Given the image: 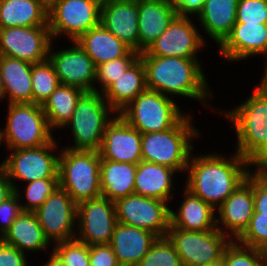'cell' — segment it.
<instances>
[{"mask_svg":"<svg viewBox=\"0 0 267 266\" xmlns=\"http://www.w3.org/2000/svg\"><path fill=\"white\" fill-rule=\"evenodd\" d=\"M191 154L184 187L215 210L243 183L250 173L247 159L234 152Z\"/></svg>","mask_w":267,"mask_h":266,"instance_id":"6da1fadb","label":"cell"},{"mask_svg":"<svg viewBox=\"0 0 267 266\" xmlns=\"http://www.w3.org/2000/svg\"><path fill=\"white\" fill-rule=\"evenodd\" d=\"M146 70L147 89L158 91L169 97H184L201 101L214 99L210 91L205 69L200 59H185L169 56H139ZM207 103V104H206Z\"/></svg>","mask_w":267,"mask_h":266,"instance_id":"7a4b0ae2","label":"cell"},{"mask_svg":"<svg viewBox=\"0 0 267 266\" xmlns=\"http://www.w3.org/2000/svg\"><path fill=\"white\" fill-rule=\"evenodd\" d=\"M191 114L188 112L174 127L166 131L142 133V161L157 163L178 173H185L190 156L194 152L193 140L201 134L194 126Z\"/></svg>","mask_w":267,"mask_h":266,"instance_id":"3957f363","label":"cell"},{"mask_svg":"<svg viewBox=\"0 0 267 266\" xmlns=\"http://www.w3.org/2000/svg\"><path fill=\"white\" fill-rule=\"evenodd\" d=\"M253 90L238 106L219 110L221 116L224 115L232 123L231 129H235L237 146L234 151L245 159L267 139V75L262 74L260 84Z\"/></svg>","mask_w":267,"mask_h":266,"instance_id":"277c9868","label":"cell"},{"mask_svg":"<svg viewBox=\"0 0 267 266\" xmlns=\"http://www.w3.org/2000/svg\"><path fill=\"white\" fill-rule=\"evenodd\" d=\"M99 151L61 148L58 160L59 186L77 204L102 196Z\"/></svg>","mask_w":267,"mask_h":266,"instance_id":"5b68a950","label":"cell"},{"mask_svg":"<svg viewBox=\"0 0 267 266\" xmlns=\"http://www.w3.org/2000/svg\"><path fill=\"white\" fill-rule=\"evenodd\" d=\"M116 114L102 93L84 92L77 101L71 119L63 128L70 129L74 140H72V146L69 144L64 147L74 150L99 151L106 126Z\"/></svg>","mask_w":267,"mask_h":266,"instance_id":"8992f818","label":"cell"},{"mask_svg":"<svg viewBox=\"0 0 267 266\" xmlns=\"http://www.w3.org/2000/svg\"><path fill=\"white\" fill-rule=\"evenodd\" d=\"M7 121L0 129L7 150L37 148L55 139L41 105L7 103Z\"/></svg>","mask_w":267,"mask_h":266,"instance_id":"52a82bcc","label":"cell"},{"mask_svg":"<svg viewBox=\"0 0 267 266\" xmlns=\"http://www.w3.org/2000/svg\"><path fill=\"white\" fill-rule=\"evenodd\" d=\"M177 104L169 96L146 89L119 114L141 134L166 131L174 127L187 114Z\"/></svg>","mask_w":267,"mask_h":266,"instance_id":"ba28073f","label":"cell"},{"mask_svg":"<svg viewBox=\"0 0 267 266\" xmlns=\"http://www.w3.org/2000/svg\"><path fill=\"white\" fill-rule=\"evenodd\" d=\"M57 142L55 138L52 142L37 148L8 150L9 155L2 161L14 191L18 188L17 180L18 183H29L38 179L58 178L61 151L58 148H61Z\"/></svg>","mask_w":267,"mask_h":266,"instance_id":"9c48e42d","label":"cell"},{"mask_svg":"<svg viewBox=\"0 0 267 266\" xmlns=\"http://www.w3.org/2000/svg\"><path fill=\"white\" fill-rule=\"evenodd\" d=\"M103 0H58L47 14L52 40L67 36L76 41L81 35L100 24Z\"/></svg>","mask_w":267,"mask_h":266,"instance_id":"30bf717a","label":"cell"},{"mask_svg":"<svg viewBox=\"0 0 267 266\" xmlns=\"http://www.w3.org/2000/svg\"><path fill=\"white\" fill-rule=\"evenodd\" d=\"M183 266H206L220 261L232 241L218 229L188 231L169 227L167 236Z\"/></svg>","mask_w":267,"mask_h":266,"instance_id":"8fae6325","label":"cell"},{"mask_svg":"<svg viewBox=\"0 0 267 266\" xmlns=\"http://www.w3.org/2000/svg\"><path fill=\"white\" fill-rule=\"evenodd\" d=\"M118 223L148 230L166 237L170 227V205L166 201L131 194L115 202Z\"/></svg>","mask_w":267,"mask_h":266,"instance_id":"7c38bea8","label":"cell"},{"mask_svg":"<svg viewBox=\"0 0 267 266\" xmlns=\"http://www.w3.org/2000/svg\"><path fill=\"white\" fill-rule=\"evenodd\" d=\"M194 18L176 16L165 32L139 56H169L185 59H199L207 40L201 35ZM197 27V28H196ZM199 51V52H198Z\"/></svg>","mask_w":267,"mask_h":266,"instance_id":"4fadbf2b","label":"cell"},{"mask_svg":"<svg viewBox=\"0 0 267 266\" xmlns=\"http://www.w3.org/2000/svg\"><path fill=\"white\" fill-rule=\"evenodd\" d=\"M34 214L51 245L76 238L77 204L60 186Z\"/></svg>","mask_w":267,"mask_h":266,"instance_id":"5bb4252c","label":"cell"},{"mask_svg":"<svg viewBox=\"0 0 267 266\" xmlns=\"http://www.w3.org/2000/svg\"><path fill=\"white\" fill-rule=\"evenodd\" d=\"M118 223L115 203L100 196L77 203L76 239L90 245L110 244Z\"/></svg>","mask_w":267,"mask_h":266,"instance_id":"9a60e30c","label":"cell"},{"mask_svg":"<svg viewBox=\"0 0 267 266\" xmlns=\"http://www.w3.org/2000/svg\"><path fill=\"white\" fill-rule=\"evenodd\" d=\"M52 41L48 26L0 29V56L41 63L48 60Z\"/></svg>","mask_w":267,"mask_h":266,"instance_id":"2e32d148","label":"cell"},{"mask_svg":"<svg viewBox=\"0 0 267 266\" xmlns=\"http://www.w3.org/2000/svg\"><path fill=\"white\" fill-rule=\"evenodd\" d=\"M52 41L48 59L53 64L60 84L74 86L84 92L94 91L96 66L91 57L77 44L70 41L71 47L53 50Z\"/></svg>","mask_w":267,"mask_h":266,"instance_id":"e0dca14e","label":"cell"},{"mask_svg":"<svg viewBox=\"0 0 267 266\" xmlns=\"http://www.w3.org/2000/svg\"><path fill=\"white\" fill-rule=\"evenodd\" d=\"M218 48L228 64L261 55L265 58L262 73L267 75V23H235Z\"/></svg>","mask_w":267,"mask_h":266,"instance_id":"ac0fdd59","label":"cell"},{"mask_svg":"<svg viewBox=\"0 0 267 266\" xmlns=\"http://www.w3.org/2000/svg\"><path fill=\"white\" fill-rule=\"evenodd\" d=\"M254 213L253 173L217 209V229L235 241L248 227Z\"/></svg>","mask_w":267,"mask_h":266,"instance_id":"d6986e66","label":"cell"},{"mask_svg":"<svg viewBox=\"0 0 267 266\" xmlns=\"http://www.w3.org/2000/svg\"><path fill=\"white\" fill-rule=\"evenodd\" d=\"M142 134L120 114L107 124L99 149L101 159L138 164L142 161Z\"/></svg>","mask_w":267,"mask_h":266,"instance_id":"ffe728a7","label":"cell"},{"mask_svg":"<svg viewBox=\"0 0 267 266\" xmlns=\"http://www.w3.org/2000/svg\"><path fill=\"white\" fill-rule=\"evenodd\" d=\"M100 23L138 52V0H103Z\"/></svg>","mask_w":267,"mask_h":266,"instance_id":"44dd1931","label":"cell"},{"mask_svg":"<svg viewBox=\"0 0 267 266\" xmlns=\"http://www.w3.org/2000/svg\"><path fill=\"white\" fill-rule=\"evenodd\" d=\"M176 16L172 0H138V53L161 36Z\"/></svg>","mask_w":267,"mask_h":266,"instance_id":"7402d4cb","label":"cell"},{"mask_svg":"<svg viewBox=\"0 0 267 266\" xmlns=\"http://www.w3.org/2000/svg\"><path fill=\"white\" fill-rule=\"evenodd\" d=\"M157 238L148 230L117 223L110 246L120 266H137Z\"/></svg>","mask_w":267,"mask_h":266,"instance_id":"603a6c76","label":"cell"},{"mask_svg":"<svg viewBox=\"0 0 267 266\" xmlns=\"http://www.w3.org/2000/svg\"><path fill=\"white\" fill-rule=\"evenodd\" d=\"M183 198L179 208L170 209V227L188 231L217 229L216 210L183 186Z\"/></svg>","mask_w":267,"mask_h":266,"instance_id":"cb8c5ba5","label":"cell"},{"mask_svg":"<svg viewBox=\"0 0 267 266\" xmlns=\"http://www.w3.org/2000/svg\"><path fill=\"white\" fill-rule=\"evenodd\" d=\"M177 172L157 163L140 161L137 164L134 194L171 202L175 196L174 177ZM173 190V191H172Z\"/></svg>","mask_w":267,"mask_h":266,"instance_id":"d4e9b609","label":"cell"},{"mask_svg":"<svg viewBox=\"0 0 267 266\" xmlns=\"http://www.w3.org/2000/svg\"><path fill=\"white\" fill-rule=\"evenodd\" d=\"M238 0H205L197 18L199 27L219 46L236 23Z\"/></svg>","mask_w":267,"mask_h":266,"instance_id":"484cf974","label":"cell"},{"mask_svg":"<svg viewBox=\"0 0 267 266\" xmlns=\"http://www.w3.org/2000/svg\"><path fill=\"white\" fill-rule=\"evenodd\" d=\"M0 239L24 253L32 251L35 254L53 248L46 239L36 215L29 211H22Z\"/></svg>","mask_w":267,"mask_h":266,"instance_id":"4316f807","label":"cell"},{"mask_svg":"<svg viewBox=\"0 0 267 266\" xmlns=\"http://www.w3.org/2000/svg\"><path fill=\"white\" fill-rule=\"evenodd\" d=\"M146 89V70L142 59L139 57L102 94L109 106L119 114Z\"/></svg>","mask_w":267,"mask_h":266,"instance_id":"83f0119b","label":"cell"},{"mask_svg":"<svg viewBox=\"0 0 267 266\" xmlns=\"http://www.w3.org/2000/svg\"><path fill=\"white\" fill-rule=\"evenodd\" d=\"M0 68L4 100L7 103H32V64L17 58L0 56Z\"/></svg>","mask_w":267,"mask_h":266,"instance_id":"f1b7e54d","label":"cell"},{"mask_svg":"<svg viewBox=\"0 0 267 266\" xmlns=\"http://www.w3.org/2000/svg\"><path fill=\"white\" fill-rule=\"evenodd\" d=\"M76 42L91 57L95 66L124 57L132 50L101 23L81 35Z\"/></svg>","mask_w":267,"mask_h":266,"instance_id":"f546056e","label":"cell"},{"mask_svg":"<svg viewBox=\"0 0 267 266\" xmlns=\"http://www.w3.org/2000/svg\"><path fill=\"white\" fill-rule=\"evenodd\" d=\"M137 164L120 163L107 159L100 162V185L103 197L115 202L134 194Z\"/></svg>","mask_w":267,"mask_h":266,"instance_id":"4dcf8cb0","label":"cell"},{"mask_svg":"<svg viewBox=\"0 0 267 266\" xmlns=\"http://www.w3.org/2000/svg\"><path fill=\"white\" fill-rule=\"evenodd\" d=\"M47 14L37 0H0V29L48 26Z\"/></svg>","mask_w":267,"mask_h":266,"instance_id":"1f68e13d","label":"cell"},{"mask_svg":"<svg viewBox=\"0 0 267 266\" xmlns=\"http://www.w3.org/2000/svg\"><path fill=\"white\" fill-rule=\"evenodd\" d=\"M83 93L84 91L78 87L59 84L56 90L49 96L42 105V109L52 131L63 130L64 126L71 119L77 101Z\"/></svg>","mask_w":267,"mask_h":266,"instance_id":"d6a6232c","label":"cell"},{"mask_svg":"<svg viewBox=\"0 0 267 266\" xmlns=\"http://www.w3.org/2000/svg\"><path fill=\"white\" fill-rule=\"evenodd\" d=\"M32 103L43 105L59 86L55 68L50 60L32 64Z\"/></svg>","mask_w":267,"mask_h":266,"instance_id":"836d02e7","label":"cell"},{"mask_svg":"<svg viewBox=\"0 0 267 266\" xmlns=\"http://www.w3.org/2000/svg\"><path fill=\"white\" fill-rule=\"evenodd\" d=\"M25 185L24 198L26 200L23 198L20 187L15 192L20 199L22 211L34 212L59 187V180L58 178L38 179Z\"/></svg>","mask_w":267,"mask_h":266,"instance_id":"e575fe53","label":"cell"},{"mask_svg":"<svg viewBox=\"0 0 267 266\" xmlns=\"http://www.w3.org/2000/svg\"><path fill=\"white\" fill-rule=\"evenodd\" d=\"M139 53L131 50L126 56L104 62L96 66L94 91L103 93L117 78H119L137 59ZM98 83L99 86L96 84ZM100 88V89H97Z\"/></svg>","mask_w":267,"mask_h":266,"instance_id":"d590c367","label":"cell"},{"mask_svg":"<svg viewBox=\"0 0 267 266\" xmlns=\"http://www.w3.org/2000/svg\"><path fill=\"white\" fill-rule=\"evenodd\" d=\"M137 266H183L174 245L167 237L157 238Z\"/></svg>","mask_w":267,"mask_h":266,"instance_id":"8d00e7d4","label":"cell"},{"mask_svg":"<svg viewBox=\"0 0 267 266\" xmlns=\"http://www.w3.org/2000/svg\"><path fill=\"white\" fill-rule=\"evenodd\" d=\"M235 241L243 246L267 252V215L254 212L248 227Z\"/></svg>","mask_w":267,"mask_h":266,"instance_id":"74e56055","label":"cell"},{"mask_svg":"<svg viewBox=\"0 0 267 266\" xmlns=\"http://www.w3.org/2000/svg\"><path fill=\"white\" fill-rule=\"evenodd\" d=\"M264 253L258 249L231 241L225 248L222 259L225 266H261Z\"/></svg>","mask_w":267,"mask_h":266,"instance_id":"f35d334b","label":"cell"},{"mask_svg":"<svg viewBox=\"0 0 267 266\" xmlns=\"http://www.w3.org/2000/svg\"><path fill=\"white\" fill-rule=\"evenodd\" d=\"M52 250L66 266H90L89 245L76 238L52 245Z\"/></svg>","mask_w":267,"mask_h":266,"instance_id":"ab89813d","label":"cell"},{"mask_svg":"<svg viewBox=\"0 0 267 266\" xmlns=\"http://www.w3.org/2000/svg\"><path fill=\"white\" fill-rule=\"evenodd\" d=\"M236 23H267V0H238Z\"/></svg>","mask_w":267,"mask_h":266,"instance_id":"60d3db41","label":"cell"},{"mask_svg":"<svg viewBox=\"0 0 267 266\" xmlns=\"http://www.w3.org/2000/svg\"><path fill=\"white\" fill-rule=\"evenodd\" d=\"M22 213L20 199L16 192L0 204V238Z\"/></svg>","mask_w":267,"mask_h":266,"instance_id":"b9f144b4","label":"cell"},{"mask_svg":"<svg viewBox=\"0 0 267 266\" xmlns=\"http://www.w3.org/2000/svg\"><path fill=\"white\" fill-rule=\"evenodd\" d=\"M90 266H120L110 244L89 246Z\"/></svg>","mask_w":267,"mask_h":266,"instance_id":"7bdbcfd3","label":"cell"},{"mask_svg":"<svg viewBox=\"0 0 267 266\" xmlns=\"http://www.w3.org/2000/svg\"><path fill=\"white\" fill-rule=\"evenodd\" d=\"M254 212L267 215V173H253Z\"/></svg>","mask_w":267,"mask_h":266,"instance_id":"ee69618b","label":"cell"},{"mask_svg":"<svg viewBox=\"0 0 267 266\" xmlns=\"http://www.w3.org/2000/svg\"><path fill=\"white\" fill-rule=\"evenodd\" d=\"M27 259L26 253L0 239V266H30Z\"/></svg>","mask_w":267,"mask_h":266,"instance_id":"f6af8a7d","label":"cell"},{"mask_svg":"<svg viewBox=\"0 0 267 266\" xmlns=\"http://www.w3.org/2000/svg\"><path fill=\"white\" fill-rule=\"evenodd\" d=\"M177 15L182 17H198L205 4V0H172Z\"/></svg>","mask_w":267,"mask_h":266,"instance_id":"bcb514c9","label":"cell"},{"mask_svg":"<svg viewBox=\"0 0 267 266\" xmlns=\"http://www.w3.org/2000/svg\"><path fill=\"white\" fill-rule=\"evenodd\" d=\"M247 163H248L249 171L251 173H267V139L247 159ZM254 166H255V169H253Z\"/></svg>","mask_w":267,"mask_h":266,"instance_id":"7dc6e473","label":"cell"},{"mask_svg":"<svg viewBox=\"0 0 267 266\" xmlns=\"http://www.w3.org/2000/svg\"><path fill=\"white\" fill-rule=\"evenodd\" d=\"M12 183L8 179L7 172L3 167V162L0 163V204L14 193Z\"/></svg>","mask_w":267,"mask_h":266,"instance_id":"c3c4849f","label":"cell"},{"mask_svg":"<svg viewBox=\"0 0 267 266\" xmlns=\"http://www.w3.org/2000/svg\"><path fill=\"white\" fill-rule=\"evenodd\" d=\"M51 254V255H50ZM50 258L46 262V264H42L43 266H66V264L60 259V257L52 250L50 252Z\"/></svg>","mask_w":267,"mask_h":266,"instance_id":"681fc988","label":"cell"},{"mask_svg":"<svg viewBox=\"0 0 267 266\" xmlns=\"http://www.w3.org/2000/svg\"><path fill=\"white\" fill-rule=\"evenodd\" d=\"M43 7L49 10L58 0H37Z\"/></svg>","mask_w":267,"mask_h":266,"instance_id":"f907efd6","label":"cell"},{"mask_svg":"<svg viewBox=\"0 0 267 266\" xmlns=\"http://www.w3.org/2000/svg\"><path fill=\"white\" fill-rule=\"evenodd\" d=\"M2 99L4 100V84H3L1 68H0V102Z\"/></svg>","mask_w":267,"mask_h":266,"instance_id":"816d5d0a","label":"cell"},{"mask_svg":"<svg viewBox=\"0 0 267 266\" xmlns=\"http://www.w3.org/2000/svg\"><path fill=\"white\" fill-rule=\"evenodd\" d=\"M206 266H225V264H224V260L221 259V260L218 261V262H215V263H213V264H208V265H206Z\"/></svg>","mask_w":267,"mask_h":266,"instance_id":"f5cc1de1","label":"cell"},{"mask_svg":"<svg viewBox=\"0 0 267 266\" xmlns=\"http://www.w3.org/2000/svg\"><path fill=\"white\" fill-rule=\"evenodd\" d=\"M261 266H267V252L264 253Z\"/></svg>","mask_w":267,"mask_h":266,"instance_id":"db71d44e","label":"cell"},{"mask_svg":"<svg viewBox=\"0 0 267 266\" xmlns=\"http://www.w3.org/2000/svg\"><path fill=\"white\" fill-rule=\"evenodd\" d=\"M0 146H2V143H1V133H0Z\"/></svg>","mask_w":267,"mask_h":266,"instance_id":"11a10c76","label":"cell"}]
</instances>
